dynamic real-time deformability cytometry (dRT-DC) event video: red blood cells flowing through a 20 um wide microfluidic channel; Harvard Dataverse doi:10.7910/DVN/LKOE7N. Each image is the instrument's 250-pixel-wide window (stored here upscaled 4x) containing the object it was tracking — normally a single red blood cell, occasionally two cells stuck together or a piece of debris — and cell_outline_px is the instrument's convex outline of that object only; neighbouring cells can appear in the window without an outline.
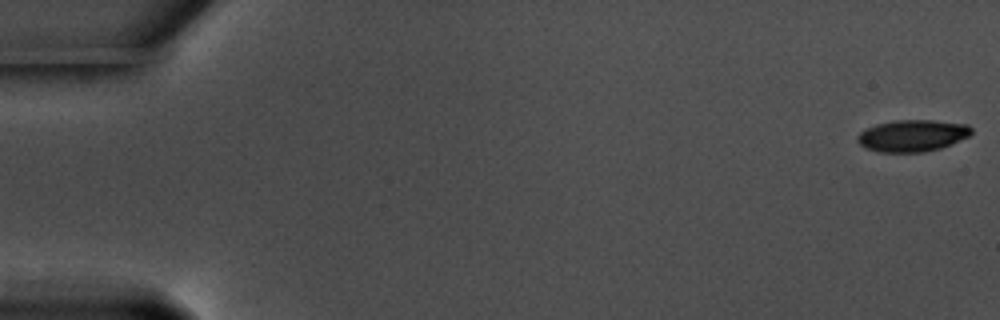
{"species": "common noctule bat (a hibernating species)", "species_latin": "Nyctalus noctula", "temperature_condition": "warm", "stored_images_in_passage": 58, "camera_frame_rate_fps": 3000, "um_per_image_px": 0.085, "animal": {"sex": "male", "body_mass_g": 17.5, "forearm_length_mm": 52.3}, "frame": {"image": 1, "passage_image": 1, "time_ms": 0.0, "image_size_px": [1000, 320], "cell_outline_px": [[972, 132], [968, 136], [952, 144], [940, 148], [924, 152], [880, 152], [864, 148], [856, 140], [856, 136], [864, 128], [876, 124], [892, 120], [932, 120], [968, 124], [972, 128]], "centroid_in_image_um": [77.52, 11.52], "position_along_channel_um": 7.5, "area_um2": 21.33}}
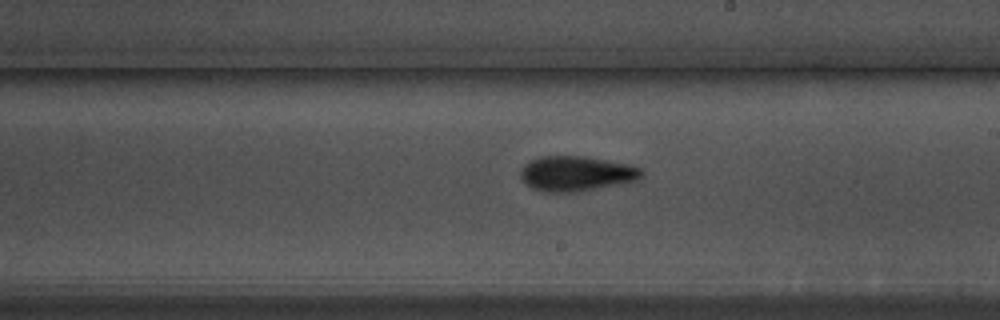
{"frame": {"image": 2, "passage_image": 34, "time_ms": 11.0, "image_size_px": [1000, 320], "cell_outline_px": [[644, 172], [636, 180], [576, 192], [544, 192], [532, 188], [520, 176], [520, 168], [524, 164], [540, 156], [584, 156], [628, 164], [640, 168]], "centroid_in_image_um": [48.94, 14.74], "position_along_channel_um": 240.1, "area_um2": 24.39}}
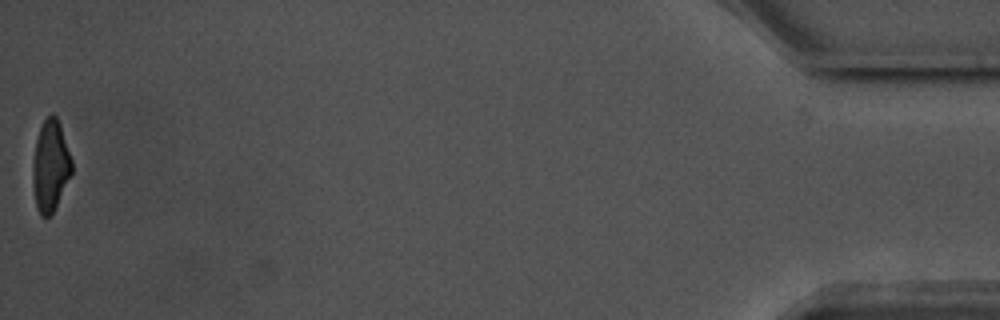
{"frame": {"image": 3, "passage_image": 58, "time_ms": 19.0, "image_size_px": [1000, 320], "cell_outline_px": [[72, 172], [52, 212], [48, 216], [40, 216], [36, 204], [32, 184], [32, 160], [36, 140], [40, 128], [44, 120], [52, 112], [56, 116], [60, 124], [72, 160]], "centroid_in_image_um": [4.26, 14.06], "position_along_channel_um": 430.9, "area_um2": 20.52}, "authors_computed_cell_mechanics": {"area_um2": 22.5998, "velocity_mm_per_s": 3.5691, "shape_relaxation_time_tau1_ms": 3.4324, "shape_relaxation_time_tau2_ms": 2.9931, "deformation_change_tau1": 0.146, "deformation_change_tau2": 0.1084}}